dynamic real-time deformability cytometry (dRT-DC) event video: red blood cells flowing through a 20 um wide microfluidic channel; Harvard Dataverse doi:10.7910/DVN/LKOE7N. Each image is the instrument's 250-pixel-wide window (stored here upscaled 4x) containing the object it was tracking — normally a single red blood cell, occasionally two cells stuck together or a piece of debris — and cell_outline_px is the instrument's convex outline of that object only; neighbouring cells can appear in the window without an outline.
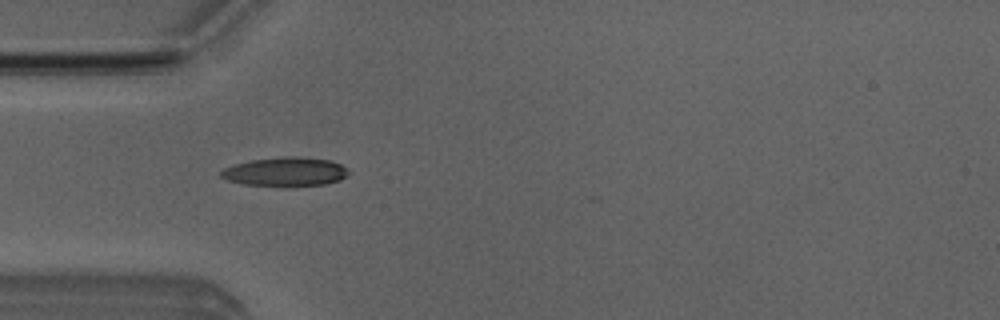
{"species": "Egyptian fruit bat (a non-hibernating species)", "species_latin": "Rousettus aegyptiacus", "temperature_condition": "room temperature", "stored_images_in_passage": 9, "camera_frame_rate_fps": 3000, "um_per_image_px": 0.085, "animal": {"sex": "male"}, "frame": {"image": 1, "passage_image": 5, "time_ms": 4.667, "image_size_px": [1000, 320], "cell_outline_px": [[352, 172], [340, 180], [324, 184], [284, 188], [244, 184], [228, 180], [220, 176], [220, 172], [224, 168], [236, 164], [252, 160], [284, 156], [300, 156], [332, 160], [348, 168]], "centroid_in_image_um": [24.31, 14.61], "position_along_channel_um": 60.7, "area_um2": 22.14}}
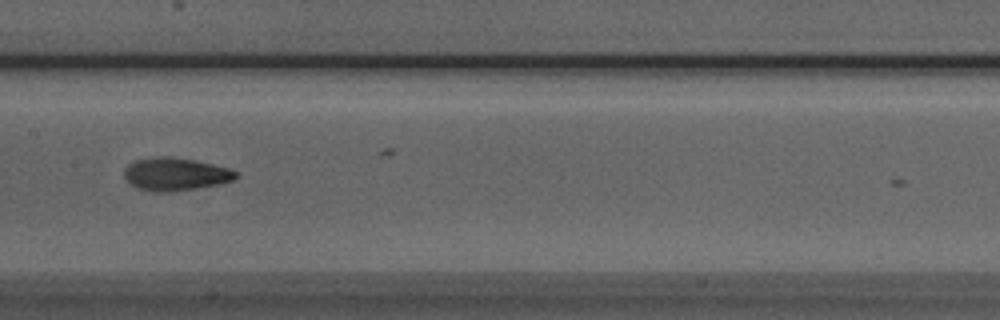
{"frame": {"image": 2, "passage_image": 8, "time_ms": 8.0, "image_size_px": [1000, 320], "cell_outline_px": [[240, 176], [232, 180], [220, 184], [168, 192], [152, 192], [136, 188], [124, 176], [124, 168], [128, 164], [136, 160], [152, 156], [172, 156], [196, 160], [228, 168], [236, 172]], "centroid_in_image_um": [14.89, 14.79], "position_along_channel_um": 192.5, "area_um2": 21.5}}